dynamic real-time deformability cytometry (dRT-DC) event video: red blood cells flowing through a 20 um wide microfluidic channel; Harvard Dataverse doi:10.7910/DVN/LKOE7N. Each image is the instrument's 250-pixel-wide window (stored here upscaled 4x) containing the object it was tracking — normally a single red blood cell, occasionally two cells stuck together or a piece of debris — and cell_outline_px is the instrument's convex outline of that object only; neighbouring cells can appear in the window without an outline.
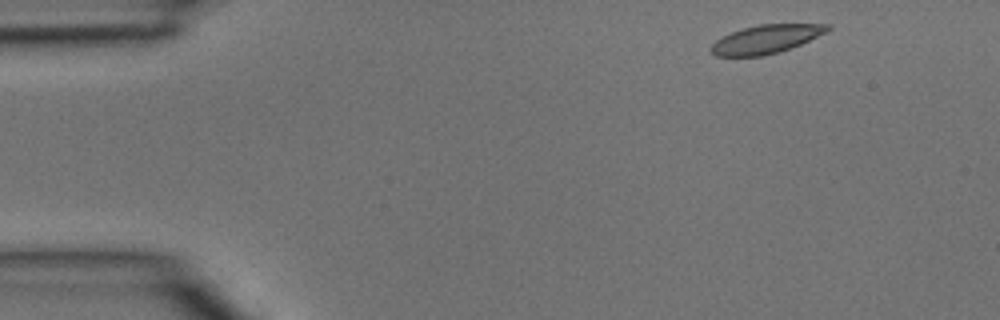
{"species": "common noctule bat (a hibernating species)", "species_latin": "Nyctalus noctula", "temperature_condition": "room temperature", "stored_images_in_passage": 3, "camera_frame_rate_fps": 3000, "um_per_image_px": 0.085, "animal": {"sex": "male", "body_mass_g": 15.6}, "frame": {"image": 1, "passage_image": 1, "time_ms": 0.0, "image_size_px": [1000, 320], "cell_outline_px": [[832, 28], [828, 32], [800, 44], [764, 56], [716, 56], [708, 48], [716, 40], [732, 32], [744, 28], [760, 24], [832, 24]], "centroid_in_image_um": [65.13, 3.32], "position_along_channel_um": 19.9, "area_um2": 19.19}}
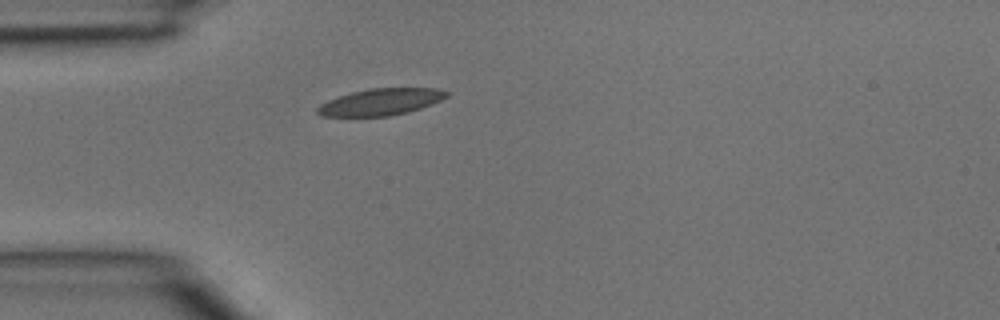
{"frame": {"image": 2, "passage_image": 3, "time_ms": 0.667, "image_size_px": [1000, 320], "cell_outline_px": [[452, 92], [448, 96], [432, 104], [408, 112], [388, 116], [320, 116], [316, 112], [316, 108], [320, 104], [328, 100], [352, 92], [368, 88], [436, 88]], "centroid_in_image_um": [32.38, 8.66], "position_along_channel_um": 52.6, "area_um2": 20.11}}